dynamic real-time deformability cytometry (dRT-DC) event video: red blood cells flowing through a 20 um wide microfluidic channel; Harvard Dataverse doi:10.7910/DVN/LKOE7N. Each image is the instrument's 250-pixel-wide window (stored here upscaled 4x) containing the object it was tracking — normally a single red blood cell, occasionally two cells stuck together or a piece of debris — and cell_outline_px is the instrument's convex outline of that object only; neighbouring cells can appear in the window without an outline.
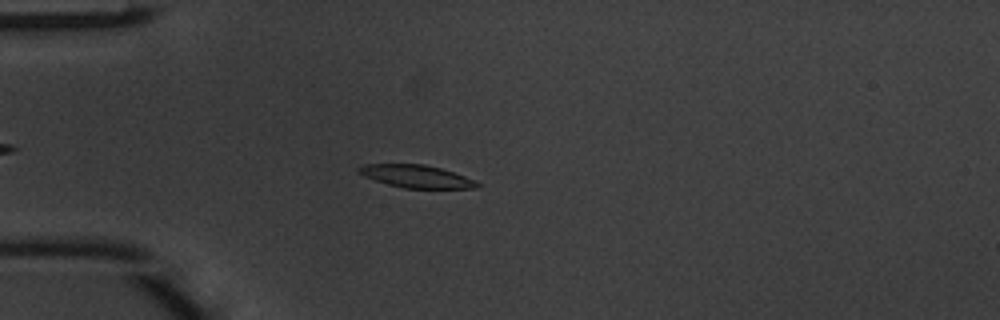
{"species": "common noctule bat (a hibernating species)", "species_latin": "Nyctalus noctula", "temperature_condition": "warm", "stored_images_in_passage": 46, "camera_frame_rate_fps": 3000, "um_per_image_px": 0.085, "animal": {"sex": "male", "body_mass_g": 20.1, "forearm_length_mm": 53.5}, "frame": {"image": 1, "passage_image": 11, "time_ms": 3.333, "image_size_px": [1000, 320], "cell_outline_px": [[480, 188], [404, 188], [388, 184], [364, 176], [356, 172], [356, 168], [364, 164], [424, 164], [440, 168], [464, 176], [480, 184]], "centroid_in_image_um": [35.34, 14.98], "position_along_channel_um": 49.7, "area_um2": 15.49}}
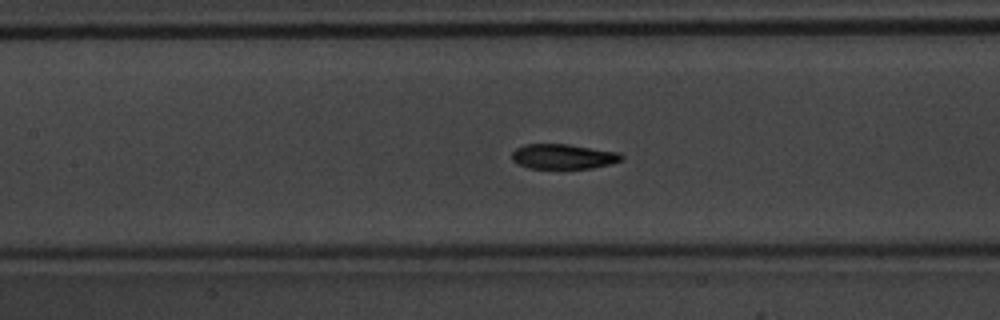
{"frame": {"image": 2, "passage_image": 20, "time_ms": 6.333, "image_size_px": [1000, 320], "cell_outline_px": [[624, 160], [612, 164], [592, 168], [528, 168], [516, 164], [512, 160], [512, 152], [516, 148], [524, 144], [568, 144], [620, 152], [624, 156]], "centroid_in_image_um": [47.9, 13.3], "position_along_channel_um": 159.5, "area_um2": 16.18}}
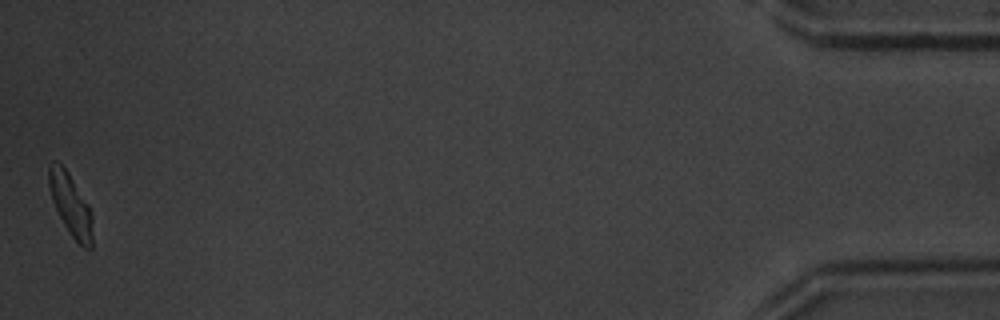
{"frame": {"image": 3, "passage_image": 46, "time_ms": 15.0, "image_size_px": [1000, 320], "cell_outline_px": [[92, 248], [84, 248], [68, 232], [52, 200], [48, 184], [48, 164], [52, 160], [56, 160], [68, 172], [88, 204], [92, 216]], "centroid_in_image_um": [5.99, 17.37], "position_along_channel_um": 429.2, "area_um2": 15.66}, "authors_computed_cell_mechanics": {"area_um2": 16.3863, "velocity_mm_per_s": 4.1453, "shape_relaxation_time_tau1_ms": 2.8058, "shape_relaxation_time_tau2_ms": 1.5604, "deformation_change_tau1": 0.1364, "deformation_change_tau2": 0.0719}}